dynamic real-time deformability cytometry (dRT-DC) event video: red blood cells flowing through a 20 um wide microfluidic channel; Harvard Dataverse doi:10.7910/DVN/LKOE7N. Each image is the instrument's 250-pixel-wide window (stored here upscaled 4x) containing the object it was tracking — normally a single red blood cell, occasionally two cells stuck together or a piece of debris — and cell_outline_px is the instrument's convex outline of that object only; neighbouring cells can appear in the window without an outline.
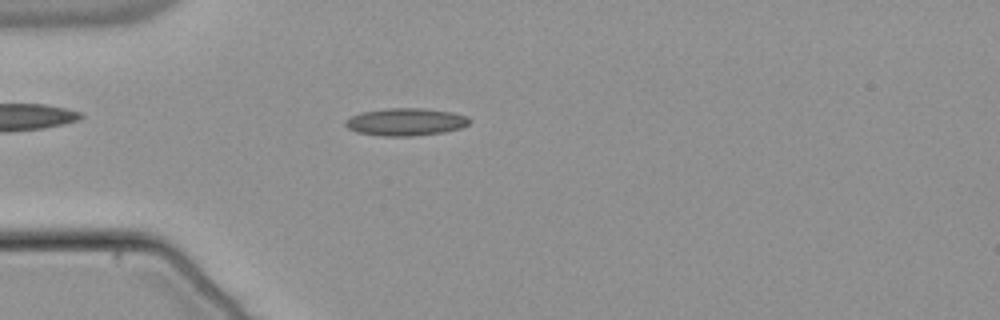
{"species": "common noctule bat (a hibernating species)", "species_latin": "Nyctalus noctula", "temperature_condition": "warm", "stored_images_in_passage": 50, "camera_frame_rate_fps": 3000, "um_per_image_px": 0.085, "animal": {"sex": "male", "body_mass_g": 21.5, "forearm_length_mm": 52.0}, "frame": {"image": 1, "passage_image": 12, "time_ms": 3.667, "image_size_px": [1000, 320], "cell_outline_px": [[472, 120], [468, 124], [460, 128], [444, 132], [412, 136], [384, 136], [356, 132], [348, 128], [344, 124], [344, 120], [360, 112], [388, 108], [424, 108], [452, 112], [468, 116]], "centroid_in_image_um": [34.49, 10.35], "position_along_channel_um": 50.5, "area_um2": 20.0}}
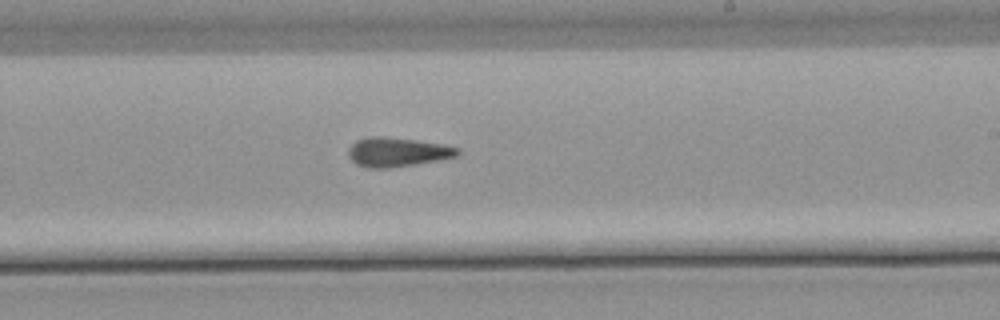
{"frame": {"image": 2, "passage_image": 29, "time_ms": 9.333, "image_size_px": [1000, 320], "cell_outline_px": [[460, 152], [456, 156], [436, 160], [388, 168], [368, 168], [356, 164], [348, 156], [348, 148], [356, 140], [368, 136], [384, 136], [416, 140], [444, 144], [460, 148]], "centroid_in_image_um": [33.74, 12.91], "position_along_channel_um": 255.3, "area_um2": 18.55}}
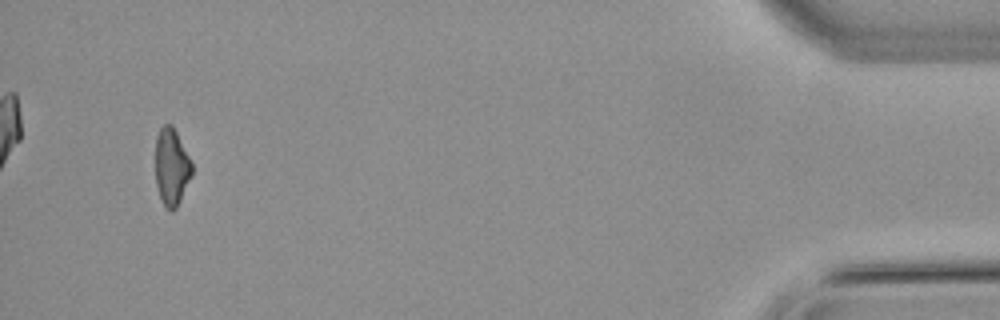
{"frame": {"image": 3, "passage_image": 48, "time_ms": 15.667, "image_size_px": [1000, 320], "cell_outline_px": [[192, 172], [180, 200], [176, 208], [172, 212], [164, 204], [160, 196], [156, 184], [156, 136], [160, 128], [164, 124], [172, 124], [192, 164]], "centroid_in_image_um": [14.56, 14.16], "position_along_channel_um": 420.6, "area_um2": 15.95}, "authors_computed_cell_mechanics": {"area_um2": 17.8891, "velocity_mm_per_s": 3.8334, "shape_relaxation_time_tau1_ms": null, "shape_relaxation_time_tau2_ms": 5.2828, "deformation_change_tau1": null, "deformation_change_tau2": 0.1614}}